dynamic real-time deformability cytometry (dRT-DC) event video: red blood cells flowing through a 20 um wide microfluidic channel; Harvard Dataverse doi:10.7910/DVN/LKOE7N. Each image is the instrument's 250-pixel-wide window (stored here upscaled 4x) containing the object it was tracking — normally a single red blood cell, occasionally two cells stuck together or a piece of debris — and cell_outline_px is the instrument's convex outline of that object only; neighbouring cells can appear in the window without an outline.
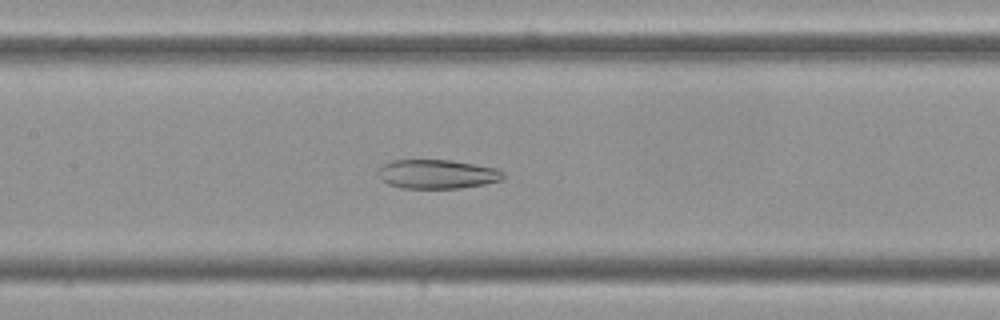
{"species": "Egyptian fruit bat (a non-hibernating species)", "species_latin": "Rousettus aegyptiacus", "temperature_condition": "cold", "stored_images_in_passage": 59, "camera_frame_rate_fps": 3000, "um_per_image_px": 0.085, "frame": {"image": 1, "passage_image": 28, "time_ms": 9.0, "image_size_px": [1000, 320], "cell_outline_px": [[504, 176], [500, 180], [484, 184], [460, 188], [400, 188], [388, 184], [380, 180], [376, 172], [384, 164], [392, 160], [452, 160], [496, 168], [504, 172]], "centroid_in_image_um": [37.12, 14.8], "position_along_channel_um": 170.3, "area_um2": 21.27}}
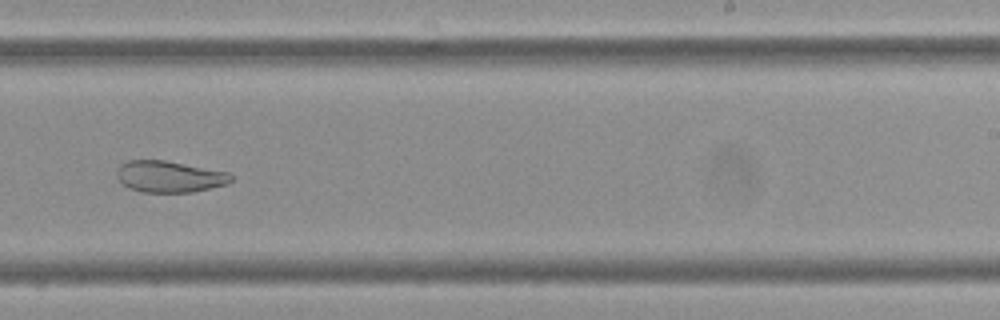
{"frame": {"image": 2, "passage_image": 37, "time_ms": 12.0, "image_size_px": [1000, 320], "cell_outline_px": [[232, 180], [228, 184], [192, 192], [140, 192], [128, 188], [116, 176], [116, 172], [120, 164], [128, 160], [164, 160], [228, 172], [232, 176]], "centroid_in_image_um": [14.38, 15.01], "position_along_channel_um": 274.6, "area_um2": 20.92}}
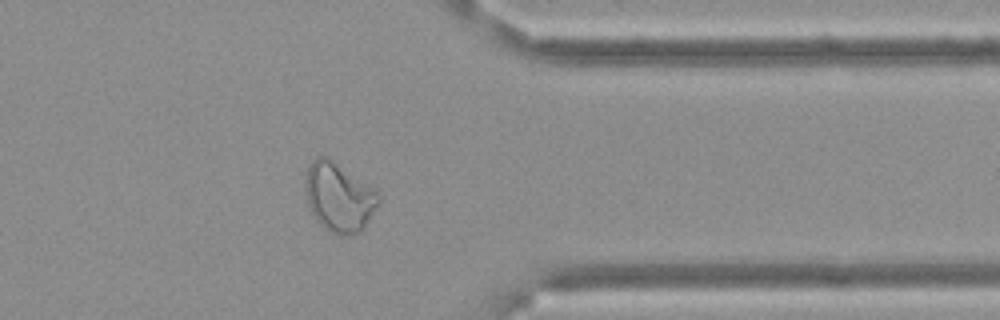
{"frame": {"image": 3, "passage_image": 47, "time_ms": 15.333, "image_size_px": [1000, 320], "cell_outline_px": [[380, 200], [368, 220], [360, 232], [348, 236], [340, 236], [324, 228], [316, 220], [308, 204], [304, 184], [304, 176], [312, 160], [316, 156], [328, 156], [372, 188], [380, 196]], "centroid_in_image_um": [28.76, 16.75], "position_along_channel_um": 382.6, "area_um2": 29.25}}